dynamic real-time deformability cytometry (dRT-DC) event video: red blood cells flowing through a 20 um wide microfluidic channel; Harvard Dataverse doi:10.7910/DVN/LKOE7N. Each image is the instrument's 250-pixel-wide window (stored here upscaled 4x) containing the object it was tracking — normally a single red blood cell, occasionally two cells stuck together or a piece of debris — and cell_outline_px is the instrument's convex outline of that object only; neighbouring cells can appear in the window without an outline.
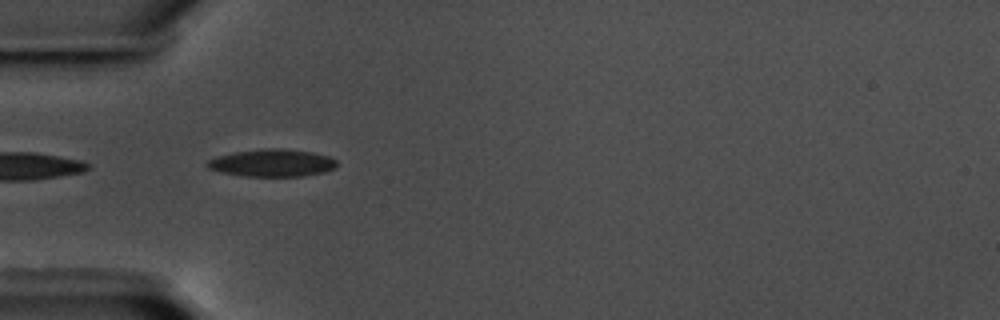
{"species": "common noctule bat (a hibernating species)", "species_latin": "Nyctalus noctula", "temperature_condition": "warm", "stored_images_in_passage": 23, "camera_frame_rate_fps": 3000, "um_per_image_px": 0.085, "animal": {"sex": "male", "body_mass_g": 17.5, "forearm_length_mm": 52.3}, "frame": {"image": 1, "passage_image": 1, "time_ms": 0.0, "image_size_px": [1000, 320], "cell_outline_px": [[336, 168], [324, 172], [304, 176], [244, 176], [220, 172], [208, 168], [204, 164], [208, 160], [220, 156], [236, 152], [264, 148], [280, 148], [312, 152], [328, 156], [336, 160]], "centroid_in_image_um": [23.14, 13.85], "position_along_channel_um": 61.9, "area_um2": 20.63}}